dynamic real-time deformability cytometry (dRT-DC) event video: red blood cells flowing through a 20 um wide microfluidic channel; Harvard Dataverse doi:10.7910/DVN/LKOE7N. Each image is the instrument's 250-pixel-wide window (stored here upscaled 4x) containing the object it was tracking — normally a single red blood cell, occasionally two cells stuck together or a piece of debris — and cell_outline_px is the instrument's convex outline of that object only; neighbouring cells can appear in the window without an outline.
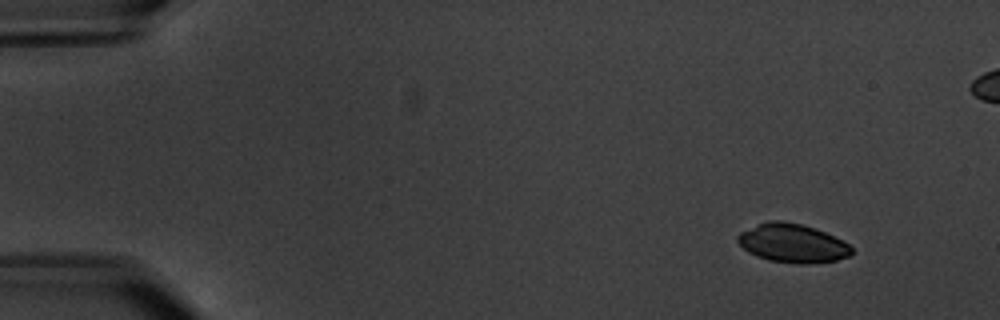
{"species": "common noctule bat (a hibernating species)", "species_latin": "Nyctalus noctula", "temperature_condition": "warm", "stored_images_in_passage": 6, "camera_frame_rate_fps": 3000, "um_per_image_px": 0.085, "animal": {"sex": "male", "body_mass_g": 20.1, "forearm_length_mm": 53.5}, "frame": {"image": 1, "passage_image": 2, "time_ms": 1.333, "image_size_px": [1000, 320], "cell_outline_px": [[852, 256], [836, 260], [808, 264], [800, 264], [768, 260], [756, 256], [748, 252], [736, 240], [736, 236], [740, 232], [768, 220], [784, 220], [800, 224], [824, 232], [848, 244], [852, 248]], "centroid_in_image_um": [67.34, 20.68], "position_along_channel_um": 17.7, "area_um2": 25.55}}